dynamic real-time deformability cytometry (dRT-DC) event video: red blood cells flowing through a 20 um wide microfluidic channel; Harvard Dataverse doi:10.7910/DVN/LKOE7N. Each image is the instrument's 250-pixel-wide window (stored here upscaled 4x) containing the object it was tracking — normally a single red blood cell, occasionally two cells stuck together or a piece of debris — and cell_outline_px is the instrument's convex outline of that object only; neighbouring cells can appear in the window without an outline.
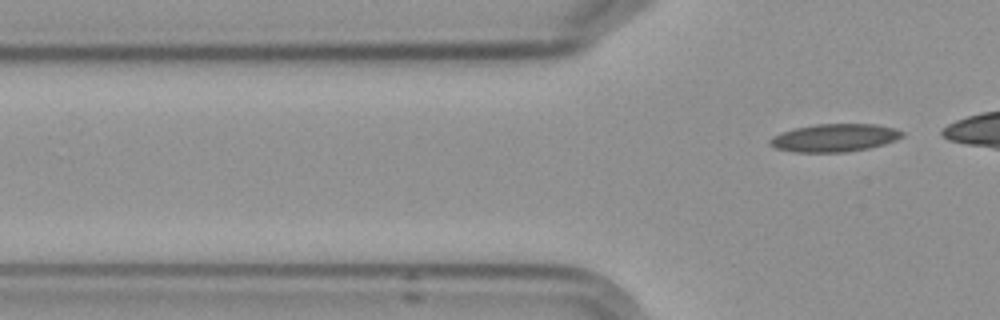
{"species": "Egyptian fruit bat (a non-hibernating species)", "species_latin": "Rousettus aegyptiacus", "temperature_condition": "cold", "stored_images_in_passage": 7, "segment_of_instrument_passage": [2, 2], "camera_frame_rate_fps": 3000, "um_per_image_px": 0.085, "frame": {"image": 1, "passage_image": 7, "time_ms": 7.0, "image_size_px": [1000, 320], "cell_outline_px": [[904, 136], [896, 140], [884, 144], [868, 148], [848, 152], [796, 152], [776, 148], [768, 144], [768, 140], [772, 136], [780, 132], [792, 128], [816, 124], [876, 124], [892, 128], [904, 132]], "centroid_in_image_um": [70.9, 11.71], "position_along_channel_um": 54.9, "area_um2": 21.62}}